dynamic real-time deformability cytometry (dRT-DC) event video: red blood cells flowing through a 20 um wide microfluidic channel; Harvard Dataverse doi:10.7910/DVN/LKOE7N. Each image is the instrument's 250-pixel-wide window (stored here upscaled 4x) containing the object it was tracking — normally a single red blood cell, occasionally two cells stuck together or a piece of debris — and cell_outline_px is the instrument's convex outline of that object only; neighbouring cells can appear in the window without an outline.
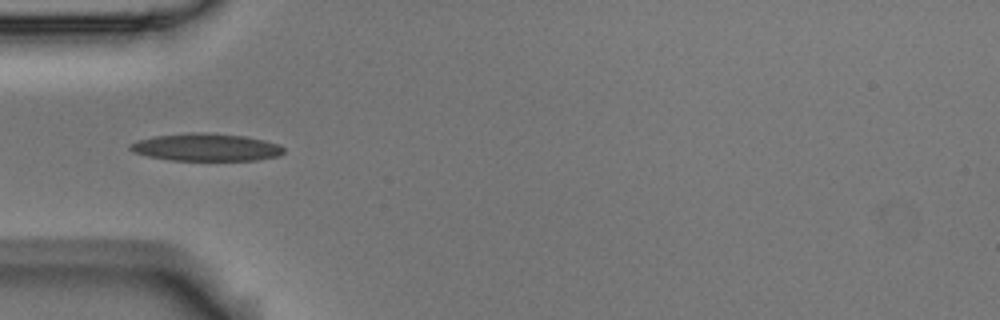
{"species": "Egyptian fruit bat (a non-hibernating species)", "species_latin": "Rousettus aegyptiacus", "temperature_condition": "room temperature", "stored_images_in_passage": 7, "camera_frame_rate_fps": 3000, "um_per_image_px": 0.085, "animal": {"sex": "male"}, "frame": {"image": 1, "passage_image": 5, "time_ms": 1.333, "image_size_px": [1000, 320], "cell_outline_px": [[284, 152], [280, 156], [256, 160], [172, 160], [148, 156], [132, 152], [128, 148], [128, 144], [136, 140], [152, 136], [188, 132], [208, 132], [244, 136], [264, 140], [280, 144], [284, 148]], "centroid_in_image_um": [17.49, 12.5], "position_along_channel_um": 67.5, "area_um2": 24.97}}
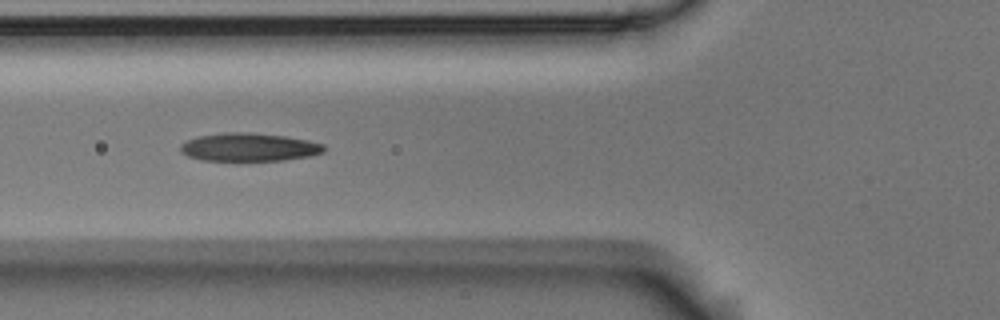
{"frame": {"image": 2, "passage_image": 6, "time_ms": 1.667, "image_size_px": [1000, 320], "cell_outline_px": [[328, 148], [324, 152], [308, 156], [284, 160], [204, 160], [188, 156], [180, 152], [180, 144], [196, 136], [224, 132], [252, 132], [284, 136], [308, 140], [324, 144]], "centroid_in_image_um": [21.17, 12.49], "position_along_channel_um": 104.6, "area_um2": 23.64}}
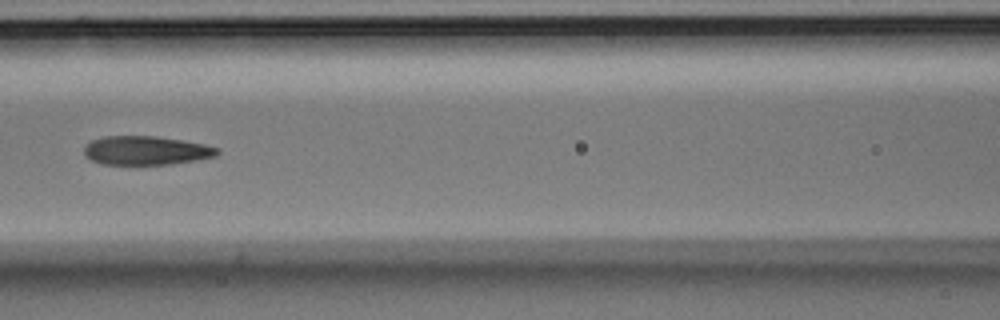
{"frame": {"image": 3, "passage_image": 7, "time_ms": 2.0, "image_size_px": [1000, 320], "cell_outline_px": [[220, 152], [216, 156], [196, 160], [168, 164], [104, 164], [92, 160], [84, 156], [84, 148], [92, 140], [104, 136], [156, 136], [184, 140], [204, 144], [220, 148]], "centroid_in_image_um": [12.44, 12.78], "position_along_channel_um": 154.2, "area_um2": 22.37}}